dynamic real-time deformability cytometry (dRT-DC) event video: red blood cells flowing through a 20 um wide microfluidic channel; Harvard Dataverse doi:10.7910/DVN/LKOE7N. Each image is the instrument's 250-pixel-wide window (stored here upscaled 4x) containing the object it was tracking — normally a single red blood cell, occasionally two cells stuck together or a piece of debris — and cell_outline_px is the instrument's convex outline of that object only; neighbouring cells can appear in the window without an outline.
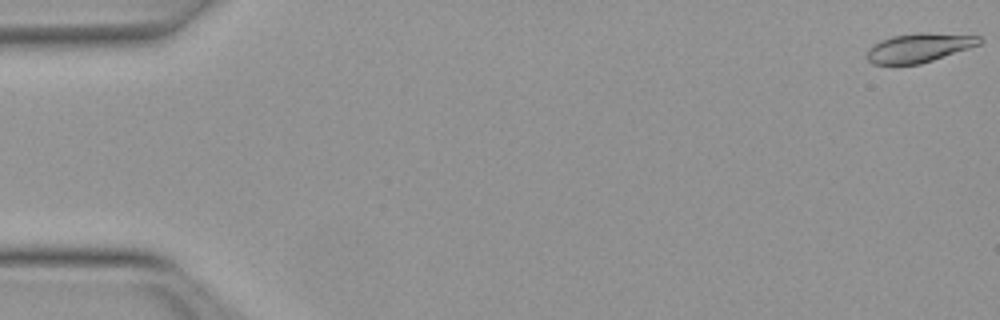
{"species": "Egyptian fruit bat (a non-hibernating species)", "species_latin": "Rousettus aegyptiacus", "temperature_condition": "warm", "stored_images_in_passage": 52, "camera_frame_rate_fps": 3000, "um_per_image_px": 0.085, "animal": {"sex": "female"}, "frame": {"image": 1, "passage_image": 1, "time_ms": 0.0, "image_size_px": [1000, 320], "cell_outline_px": [[984, 40], [980, 44], [920, 64], [872, 64], [868, 60], [868, 48], [880, 40], [892, 36], [920, 32], [928, 32], [980, 36]], "centroid_in_image_um": [78.12, 4.04], "position_along_channel_um": 6.9, "area_um2": 18.9}}
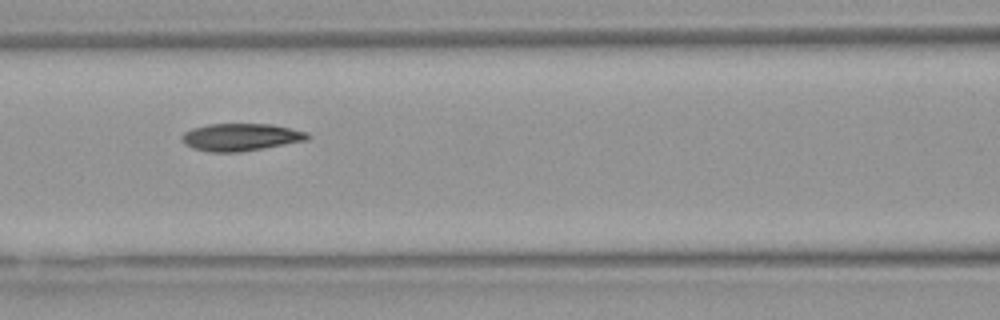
{"frame": {"image": 2, "passage_image": 23, "time_ms": 7.333, "image_size_px": [1000, 320], "cell_outline_px": [[312, 136], [308, 140], [264, 148], [240, 152], [208, 152], [192, 148], [184, 144], [180, 140], [180, 136], [184, 132], [192, 128], [208, 124], [272, 124], [292, 128], [308, 132]], "centroid_in_image_um": [20.46, 11.66], "position_along_channel_um": 146.1, "area_um2": 20.4}}
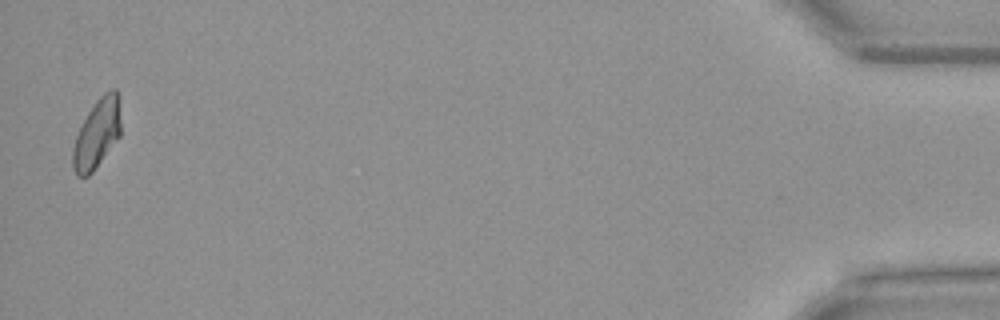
{"frame": {"image": 3, "passage_image": 51, "time_ms": 16.667, "image_size_px": [1000, 320], "cell_outline_px": [[120, 136], [92, 172], [88, 176], [76, 176], [72, 168], [72, 148], [76, 136], [88, 112], [96, 100], [104, 92], [112, 88], [116, 88], [120, 120]], "centroid_in_image_um": [8.22, 11.38], "position_along_channel_um": 427.0, "area_um2": 19.13}, "authors_computed_cell_mechanics": {"area_um2": 19.7676, "velocity_mm_per_s": 4.0058, "shape_relaxation_time_tau1_ms": 6.6152, "shape_relaxation_time_tau2_ms": 4.0202, "deformation_change_tau1": 0.2009, "deformation_change_tau2": 0.11}}